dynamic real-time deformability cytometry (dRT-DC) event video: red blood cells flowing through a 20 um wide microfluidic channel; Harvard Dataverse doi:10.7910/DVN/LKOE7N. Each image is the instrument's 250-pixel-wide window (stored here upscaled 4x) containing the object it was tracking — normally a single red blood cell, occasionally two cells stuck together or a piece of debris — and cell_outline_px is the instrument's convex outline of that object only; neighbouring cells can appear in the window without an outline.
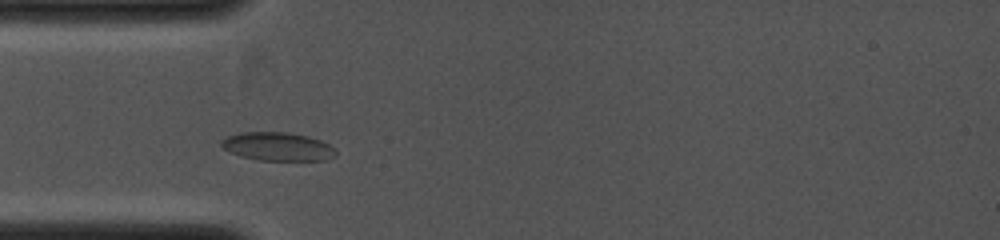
{"species": "common noctule bat (a hibernating species)", "species_latin": "Nyctalus noctula", "temperature_condition": "cold", "stored_images_in_passage": 2, "camera_frame_rate_fps": 4000, "um_per_image_px": 0.085, "animal": {"sex": "female", "body_mass_g": 19.0, "forearm_length_mm": 53.3}, "frame": {"image": 1, "passage_image": 1, "time_ms": 0.0, "image_size_px": [1000, 240], "cell_outline_px": [[336, 156], [324, 160], [260, 160], [240, 156], [224, 148], [220, 144], [220, 140], [228, 136], [240, 132], [288, 132], [308, 136], [320, 140], [328, 144], [336, 152]], "centroid_in_image_um": [23.59, 12.45], "position_along_channel_um": 61.4, "area_um2": 18.84}}
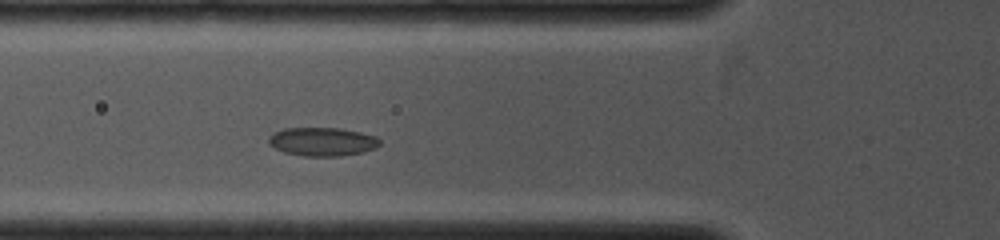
{"frame": {"image": 2, "passage_image": 2, "time_ms": 0.75, "image_size_px": [1000, 240], "cell_outline_px": [[380, 144], [376, 148], [364, 152], [340, 156], [304, 156], [284, 152], [268, 144], [268, 140], [272, 132], [284, 128], [340, 128], [360, 132], [376, 136], [380, 140]], "centroid_in_image_um": [27.4, 12.04], "position_along_channel_um": 98.4, "area_um2": 18.61}}